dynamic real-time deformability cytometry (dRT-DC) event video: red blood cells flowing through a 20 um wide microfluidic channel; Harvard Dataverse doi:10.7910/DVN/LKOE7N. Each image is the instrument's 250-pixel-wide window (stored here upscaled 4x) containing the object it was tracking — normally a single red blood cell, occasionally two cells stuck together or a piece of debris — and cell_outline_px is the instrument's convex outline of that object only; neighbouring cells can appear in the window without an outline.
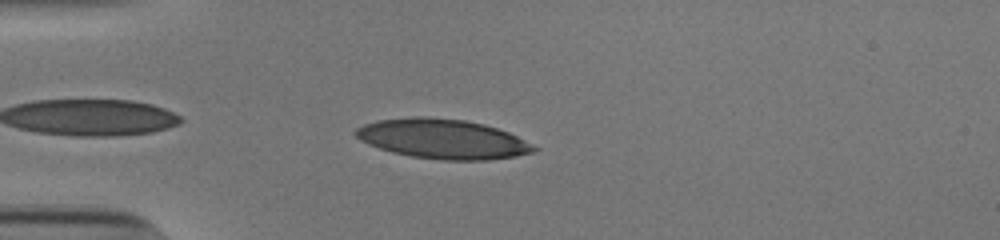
{"species": "human", "species_latin": "Homo sapiens", "temperature_condition": "cold", "stored_images_in_passage": 39, "camera_frame_rate_fps": 3000, "um_per_image_px": 0.085, "donor": {"sex": "male"}, "frame": {"image": 1, "passage_image": 4, "time_ms": 1.0, "image_size_px": [1000, 240], "cell_outline_px": [[540, 148], [532, 152], [516, 156], [488, 160], [440, 160], [412, 156], [392, 152], [368, 144], [360, 140], [352, 132], [356, 128], [364, 124], [376, 120], [416, 116], [428, 116], [464, 120], [484, 124], [508, 132]], "centroid_in_image_um": [37.6, 11.8], "position_along_channel_um": 47.4, "area_um2": 41.21}}
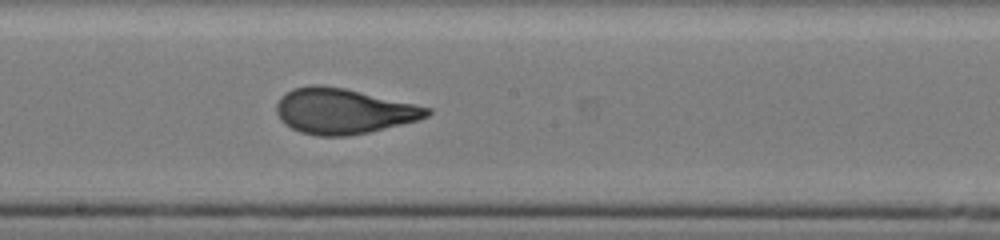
{"frame": {"image": 2, "passage_image": 19, "time_ms": 6.0, "image_size_px": [1000, 240], "cell_outline_px": [[432, 112], [428, 116], [420, 120], [368, 132], [348, 136], [316, 136], [300, 132], [284, 124], [280, 120], [276, 112], [276, 104], [280, 96], [284, 92], [292, 88], [312, 84], [320, 84], [344, 88], [432, 108]], "centroid_in_image_um": [29.15, 9.44], "position_along_channel_um": 219.1, "area_um2": 40.11}}
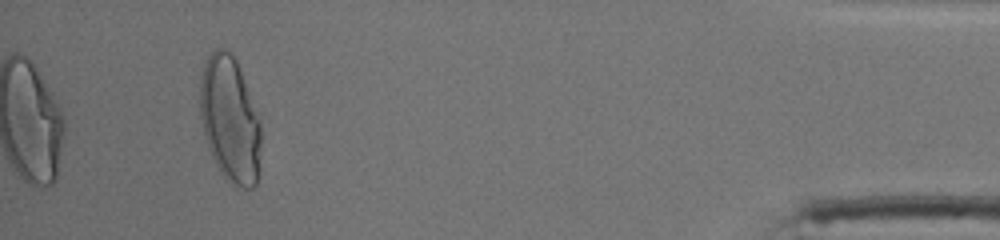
{"frame": {"image": 3, "passage_image": 39, "time_ms": 12.667, "image_size_px": [1000, 240], "cell_outline_px": [[260, 144], [256, 184], [252, 188], [244, 188], [224, 180], [208, 148], [204, 136], [200, 116], [200, 80], [204, 64], [208, 56], [216, 48], [224, 48], [236, 60], [260, 116]], "centroid_in_image_um": [19.53, 10.16], "position_along_channel_um": 415.7, "area_um2": 44.74}, "authors_computed_cell_mechanics": {"area_um2": 39.9976, "velocity_mm_per_s": 3.8625, "shape_relaxation_time_tau1_ms": 5.9131, "shape_relaxation_time_tau2_ms": 0.7864, "deformation_change_tau1": 0.2254, "deformation_change_tau2": 0.0759}}